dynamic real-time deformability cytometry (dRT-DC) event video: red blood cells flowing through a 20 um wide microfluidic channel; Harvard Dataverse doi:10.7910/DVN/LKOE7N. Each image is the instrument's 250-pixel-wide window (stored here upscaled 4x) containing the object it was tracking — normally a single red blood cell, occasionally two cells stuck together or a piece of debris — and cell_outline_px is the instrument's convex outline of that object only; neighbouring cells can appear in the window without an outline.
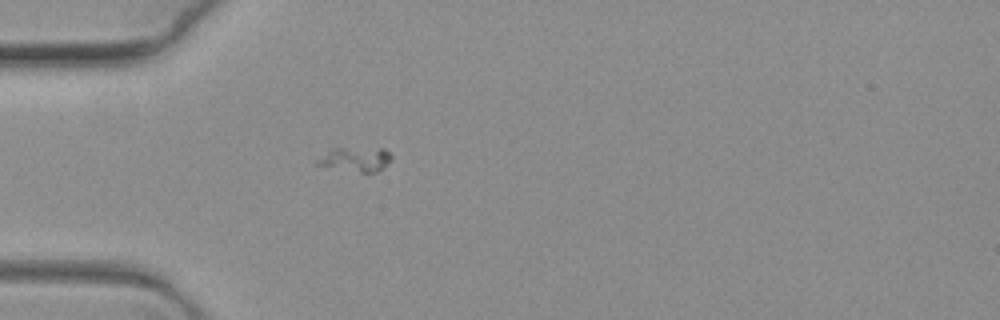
{"species": "common noctule bat (a hibernating species)", "species_latin": "Nyctalus noctula", "temperature_condition": "warm", "stored_images_in_passage": 7, "camera_frame_rate_fps": 3000, "um_per_image_px": 0.085, "animal": {"sex": "female", "body_mass_g": 19.3, "forearm_length_mm": 54.1}, "frame": {"image": 1, "passage_image": 1, "time_ms": 0.0, "image_size_px": [1000, 320], "cell_outline_px": [[392, 156], [384, 168], [376, 172], [360, 172], [316, 164], [316, 160], [332, 148], [384, 148]], "centroid_in_image_um": [30.26, 13.52], "position_along_channel_um": 54.7, "area_um2": 10.29}}